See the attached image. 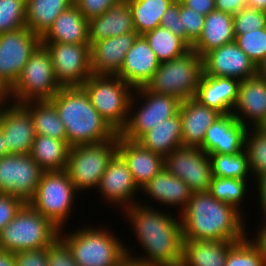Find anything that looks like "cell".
I'll return each mask as SVG.
<instances>
[{"label":"cell","instance_id":"obj_1","mask_svg":"<svg viewBox=\"0 0 266 266\" xmlns=\"http://www.w3.org/2000/svg\"><path fill=\"white\" fill-rule=\"evenodd\" d=\"M143 202L138 200V203L122 211L125 214L122 218L128 220L144 251L143 256H136L125 245L126 256L144 266H181L184 237L179 215H172L170 211H161Z\"/></svg>","mask_w":266,"mask_h":266},{"label":"cell","instance_id":"obj_2","mask_svg":"<svg viewBox=\"0 0 266 266\" xmlns=\"http://www.w3.org/2000/svg\"><path fill=\"white\" fill-rule=\"evenodd\" d=\"M180 217L184 240L240 241L248 234L243 215L209 192L192 193Z\"/></svg>","mask_w":266,"mask_h":266},{"label":"cell","instance_id":"obj_3","mask_svg":"<svg viewBox=\"0 0 266 266\" xmlns=\"http://www.w3.org/2000/svg\"><path fill=\"white\" fill-rule=\"evenodd\" d=\"M50 101L64 124L70 147L105 142L117 135L92 106L81 86L61 87Z\"/></svg>","mask_w":266,"mask_h":266},{"label":"cell","instance_id":"obj_4","mask_svg":"<svg viewBox=\"0 0 266 266\" xmlns=\"http://www.w3.org/2000/svg\"><path fill=\"white\" fill-rule=\"evenodd\" d=\"M70 232L62 228L59 237L68 245L79 266H117L126 257L125 243L107 227L87 224Z\"/></svg>","mask_w":266,"mask_h":266},{"label":"cell","instance_id":"obj_5","mask_svg":"<svg viewBox=\"0 0 266 266\" xmlns=\"http://www.w3.org/2000/svg\"><path fill=\"white\" fill-rule=\"evenodd\" d=\"M203 72V58L190 49L178 58L160 63L143 88L148 92L177 97L181 101L195 98Z\"/></svg>","mask_w":266,"mask_h":266},{"label":"cell","instance_id":"obj_6","mask_svg":"<svg viewBox=\"0 0 266 266\" xmlns=\"http://www.w3.org/2000/svg\"><path fill=\"white\" fill-rule=\"evenodd\" d=\"M92 106L119 134L126 125L134 88L117 75L92 74L81 86Z\"/></svg>","mask_w":266,"mask_h":266},{"label":"cell","instance_id":"obj_7","mask_svg":"<svg viewBox=\"0 0 266 266\" xmlns=\"http://www.w3.org/2000/svg\"><path fill=\"white\" fill-rule=\"evenodd\" d=\"M60 229L48 218L35 211L28 203L0 232V249L12 253L49 247Z\"/></svg>","mask_w":266,"mask_h":266},{"label":"cell","instance_id":"obj_8","mask_svg":"<svg viewBox=\"0 0 266 266\" xmlns=\"http://www.w3.org/2000/svg\"><path fill=\"white\" fill-rule=\"evenodd\" d=\"M180 104L181 100L177 97L148 92L143 87L136 88L132 95L126 125L119 135L127 140L138 141L159 122L175 116L179 112Z\"/></svg>","mask_w":266,"mask_h":266},{"label":"cell","instance_id":"obj_9","mask_svg":"<svg viewBox=\"0 0 266 266\" xmlns=\"http://www.w3.org/2000/svg\"><path fill=\"white\" fill-rule=\"evenodd\" d=\"M76 194L80 193L65 170L43 172L36 194L28 204L59 229H65V223L72 216L76 196H79Z\"/></svg>","mask_w":266,"mask_h":266},{"label":"cell","instance_id":"obj_10","mask_svg":"<svg viewBox=\"0 0 266 266\" xmlns=\"http://www.w3.org/2000/svg\"><path fill=\"white\" fill-rule=\"evenodd\" d=\"M117 150L118 134L105 142L70 147L65 171L79 193L97 190L102 175Z\"/></svg>","mask_w":266,"mask_h":266},{"label":"cell","instance_id":"obj_11","mask_svg":"<svg viewBox=\"0 0 266 266\" xmlns=\"http://www.w3.org/2000/svg\"><path fill=\"white\" fill-rule=\"evenodd\" d=\"M60 89L61 86L54 76L50 54L41 44L8 91V100L19 104L50 100Z\"/></svg>","mask_w":266,"mask_h":266},{"label":"cell","instance_id":"obj_12","mask_svg":"<svg viewBox=\"0 0 266 266\" xmlns=\"http://www.w3.org/2000/svg\"><path fill=\"white\" fill-rule=\"evenodd\" d=\"M52 60L55 79L61 87L82 86L93 74L90 44L42 42Z\"/></svg>","mask_w":266,"mask_h":266},{"label":"cell","instance_id":"obj_13","mask_svg":"<svg viewBox=\"0 0 266 266\" xmlns=\"http://www.w3.org/2000/svg\"><path fill=\"white\" fill-rule=\"evenodd\" d=\"M41 44V37L28 27L0 34V83L8 91Z\"/></svg>","mask_w":266,"mask_h":266},{"label":"cell","instance_id":"obj_14","mask_svg":"<svg viewBox=\"0 0 266 266\" xmlns=\"http://www.w3.org/2000/svg\"><path fill=\"white\" fill-rule=\"evenodd\" d=\"M164 168L184 181L192 193L208 192L213 178L211 158L200 147L180 146L164 157Z\"/></svg>","mask_w":266,"mask_h":266},{"label":"cell","instance_id":"obj_15","mask_svg":"<svg viewBox=\"0 0 266 266\" xmlns=\"http://www.w3.org/2000/svg\"><path fill=\"white\" fill-rule=\"evenodd\" d=\"M43 170L30 154H7L0 158V194L28 203L36 194Z\"/></svg>","mask_w":266,"mask_h":266},{"label":"cell","instance_id":"obj_16","mask_svg":"<svg viewBox=\"0 0 266 266\" xmlns=\"http://www.w3.org/2000/svg\"><path fill=\"white\" fill-rule=\"evenodd\" d=\"M0 128L7 154H30L36 133L31 113L23 104L9 100L0 103Z\"/></svg>","mask_w":266,"mask_h":266},{"label":"cell","instance_id":"obj_17","mask_svg":"<svg viewBox=\"0 0 266 266\" xmlns=\"http://www.w3.org/2000/svg\"><path fill=\"white\" fill-rule=\"evenodd\" d=\"M96 191L100 192V197L102 195L104 202L113 205V207L121 206L122 211L138 203L135 197L140 189L135 184L126 162L116 153L108 163Z\"/></svg>","mask_w":266,"mask_h":266},{"label":"cell","instance_id":"obj_18","mask_svg":"<svg viewBox=\"0 0 266 266\" xmlns=\"http://www.w3.org/2000/svg\"><path fill=\"white\" fill-rule=\"evenodd\" d=\"M204 73L242 81L258 74V68L235 41L208 52L203 57Z\"/></svg>","mask_w":266,"mask_h":266},{"label":"cell","instance_id":"obj_19","mask_svg":"<svg viewBox=\"0 0 266 266\" xmlns=\"http://www.w3.org/2000/svg\"><path fill=\"white\" fill-rule=\"evenodd\" d=\"M231 114L247 129L261 126L266 119V77L257 74L240 81Z\"/></svg>","mask_w":266,"mask_h":266},{"label":"cell","instance_id":"obj_20","mask_svg":"<svg viewBox=\"0 0 266 266\" xmlns=\"http://www.w3.org/2000/svg\"><path fill=\"white\" fill-rule=\"evenodd\" d=\"M247 128L231 114H222L207 129L201 149L211 154L235 155L244 150Z\"/></svg>","mask_w":266,"mask_h":266},{"label":"cell","instance_id":"obj_21","mask_svg":"<svg viewBox=\"0 0 266 266\" xmlns=\"http://www.w3.org/2000/svg\"><path fill=\"white\" fill-rule=\"evenodd\" d=\"M160 65L154 51L143 35H138L126 53L117 76L134 89L144 87Z\"/></svg>","mask_w":266,"mask_h":266},{"label":"cell","instance_id":"obj_22","mask_svg":"<svg viewBox=\"0 0 266 266\" xmlns=\"http://www.w3.org/2000/svg\"><path fill=\"white\" fill-rule=\"evenodd\" d=\"M117 153L124 159L139 189L151 181L163 168L164 157L144 148L139 142L118 134Z\"/></svg>","mask_w":266,"mask_h":266},{"label":"cell","instance_id":"obj_23","mask_svg":"<svg viewBox=\"0 0 266 266\" xmlns=\"http://www.w3.org/2000/svg\"><path fill=\"white\" fill-rule=\"evenodd\" d=\"M138 33L129 32L120 36L100 40L90 45L93 74L117 75L124 58L132 47Z\"/></svg>","mask_w":266,"mask_h":266},{"label":"cell","instance_id":"obj_24","mask_svg":"<svg viewBox=\"0 0 266 266\" xmlns=\"http://www.w3.org/2000/svg\"><path fill=\"white\" fill-rule=\"evenodd\" d=\"M183 146L202 147L207 129L222 114L195 98L182 100L179 107Z\"/></svg>","mask_w":266,"mask_h":266},{"label":"cell","instance_id":"obj_25","mask_svg":"<svg viewBox=\"0 0 266 266\" xmlns=\"http://www.w3.org/2000/svg\"><path fill=\"white\" fill-rule=\"evenodd\" d=\"M133 14L128 0H120L102 15L88 20L90 45L103 39L134 32Z\"/></svg>","mask_w":266,"mask_h":266},{"label":"cell","instance_id":"obj_26","mask_svg":"<svg viewBox=\"0 0 266 266\" xmlns=\"http://www.w3.org/2000/svg\"><path fill=\"white\" fill-rule=\"evenodd\" d=\"M240 81L228 77H214L203 72L195 99L221 114L232 113L237 102Z\"/></svg>","mask_w":266,"mask_h":266},{"label":"cell","instance_id":"obj_27","mask_svg":"<svg viewBox=\"0 0 266 266\" xmlns=\"http://www.w3.org/2000/svg\"><path fill=\"white\" fill-rule=\"evenodd\" d=\"M141 194L144 193L151 198L156 204H162V207L171 206L178 207L180 212L188 204L192 192L187 184L180 178L169 173L163 168L151 181L140 189Z\"/></svg>","mask_w":266,"mask_h":266},{"label":"cell","instance_id":"obj_28","mask_svg":"<svg viewBox=\"0 0 266 266\" xmlns=\"http://www.w3.org/2000/svg\"><path fill=\"white\" fill-rule=\"evenodd\" d=\"M42 42L68 44H90L88 40V20L73 4L55 19L53 25L41 37Z\"/></svg>","mask_w":266,"mask_h":266},{"label":"cell","instance_id":"obj_29","mask_svg":"<svg viewBox=\"0 0 266 266\" xmlns=\"http://www.w3.org/2000/svg\"><path fill=\"white\" fill-rule=\"evenodd\" d=\"M233 41V15L214 10L205 16L202 33L191 49L203 58L208 52Z\"/></svg>","mask_w":266,"mask_h":266},{"label":"cell","instance_id":"obj_30","mask_svg":"<svg viewBox=\"0 0 266 266\" xmlns=\"http://www.w3.org/2000/svg\"><path fill=\"white\" fill-rule=\"evenodd\" d=\"M236 242L184 240L181 266H225L228 252Z\"/></svg>","mask_w":266,"mask_h":266},{"label":"cell","instance_id":"obj_31","mask_svg":"<svg viewBox=\"0 0 266 266\" xmlns=\"http://www.w3.org/2000/svg\"><path fill=\"white\" fill-rule=\"evenodd\" d=\"M137 142L144 148L166 157L173 150L183 146L182 121L179 112L145 133Z\"/></svg>","mask_w":266,"mask_h":266},{"label":"cell","instance_id":"obj_32","mask_svg":"<svg viewBox=\"0 0 266 266\" xmlns=\"http://www.w3.org/2000/svg\"><path fill=\"white\" fill-rule=\"evenodd\" d=\"M69 150L70 146L66 140L36 134L30 156L44 172L64 171L68 163Z\"/></svg>","mask_w":266,"mask_h":266},{"label":"cell","instance_id":"obj_33","mask_svg":"<svg viewBox=\"0 0 266 266\" xmlns=\"http://www.w3.org/2000/svg\"><path fill=\"white\" fill-rule=\"evenodd\" d=\"M74 0H26V27L42 37Z\"/></svg>","mask_w":266,"mask_h":266},{"label":"cell","instance_id":"obj_34","mask_svg":"<svg viewBox=\"0 0 266 266\" xmlns=\"http://www.w3.org/2000/svg\"><path fill=\"white\" fill-rule=\"evenodd\" d=\"M31 113L37 135L66 140V131L57 108L50 100L29 101L23 104Z\"/></svg>","mask_w":266,"mask_h":266},{"label":"cell","instance_id":"obj_35","mask_svg":"<svg viewBox=\"0 0 266 266\" xmlns=\"http://www.w3.org/2000/svg\"><path fill=\"white\" fill-rule=\"evenodd\" d=\"M175 0H128L132 10L133 23L138 35L157 28L168 7Z\"/></svg>","mask_w":266,"mask_h":266},{"label":"cell","instance_id":"obj_36","mask_svg":"<svg viewBox=\"0 0 266 266\" xmlns=\"http://www.w3.org/2000/svg\"><path fill=\"white\" fill-rule=\"evenodd\" d=\"M160 63L184 55L191 47L169 29L159 26L143 35Z\"/></svg>","mask_w":266,"mask_h":266},{"label":"cell","instance_id":"obj_37","mask_svg":"<svg viewBox=\"0 0 266 266\" xmlns=\"http://www.w3.org/2000/svg\"><path fill=\"white\" fill-rule=\"evenodd\" d=\"M210 158L213 177L243 180L252 179L248 165V156L245 149L235 155L211 154Z\"/></svg>","mask_w":266,"mask_h":266},{"label":"cell","instance_id":"obj_38","mask_svg":"<svg viewBox=\"0 0 266 266\" xmlns=\"http://www.w3.org/2000/svg\"><path fill=\"white\" fill-rule=\"evenodd\" d=\"M250 180L213 177L209 193L217 200L234 206L242 214V201H245L246 192L249 189ZM248 187V188H247ZM241 207V208H240Z\"/></svg>","mask_w":266,"mask_h":266},{"label":"cell","instance_id":"obj_39","mask_svg":"<svg viewBox=\"0 0 266 266\" xmlns=\"http://www.w3.org/2000/svg\"><path fill=\"white\" fill-rule=\"evenodd\" d=\"M225 266H266L262 246L249 234L236 242L228 252Z\"/></svg>","mask_w":266,"mask_h":266},{"label":"cell","instance_id":"obj_40","mask_svg":"<svg viewBox=\"0 0 266 266\" xmlns=\"http://www.w3.org/2000/svg\"><path fill=\"white\" fill-rule=\"evenodd\" d=\"M244 149L247 152L251 177L256 179L266 174V132L260 128H248Z\"/></svg>","mask_w":266,"mask_h":266},{"label":"cell","instance_id":"obj_41","mask_svg":"<svg viewBox=\"0 0 266 266\" xmlns=\"http://www.w3.org/2000/svg\"><path fill=\"white\" fill-rule=\"evenodd\" d=\"M234 35L236 44L259 68L266 59V27Z\"/></svg>","mask_w":266,"mask_h":266},{"label":"cell","instance_id":"obj_42","mask_svg":"<svg viewBox=\"0 0 266 266\" xmlns=\"http://www.w3.org/2000/svg\"><path fill=\"white\" fill-rule=\"evenodd\" d=\"M26 0H0V34L26 27Z\"/></svg>","mask_w":266,"mask_h":266},{"label":"cell","instance_id":"obj_43","mask_svg":"<svg viewBox=\"0 0 266 266\" xmlns=\"http://www.w3.org/2000/svg\"><path fill=\"white\" fill-rule=\"evenodd\" d=\"M266 27V12L251 7H244L233 15L234 34Z\"/></svg>","mask_w":266,"mask_h":266},{"label":"cell","instance_id":"obj_44","mask_svg":"<svg viewBox=\"0 0 266 266\" xmlns=\"http://www.w3.org/2000/svg\"><path fill=\"white\" fill-rule=\"evenodd\" d=\"M179 16L182 28L186 30L187 44L192 47L202 33L205 16L184 6L181 2Z\"/></svg>","mask_w":266,"mask_h":266},{"label":"cell","instance_id":"obj_45","mask_svg":"<svg viewBox=\"0 0 266 266\" xmlns=\"http://www.w3.org/2000/svg\"><path fill=\"white\" fill-rule=\"evenodd\" d=\"M48 266H79L70 248L60 237L48 247Z\"/></svg>","mask_w":266,"mask_h":266},{"label":"cell","instance_id":"obj_46","mask_svg":"<svg viewBox=\"0 0 266 266\" xmlns=\"http://www.w3.org/2000/svg\"><path fill=\"white\" fill-rule=\"evenodd\" d=\"M25 204L22 199L14 195L0 194V232Z\"/></svg>","mask_w":266,"mask_h":266},{"label":"cell","instance_id":"obj_47","mask_svg":"<svg viewBox=\"0 0 266 266\" xmlns=\"http://www.w3.org/2000/svg\"><path fill=\"white\" fill-rule=\"evenodd\" d=\"M179 13L180 1L175 0L162 16L160 26L169 29L173 34L179 36L187 43L186 30L182 28Z\"/></svg>","mask_w":266,"mask_h":266},{"label":"cell","instance_id":"obj_48","mask_svg":"<svg viewBox=\"0 0 266 266\" xmlns=\"http://www.w3.org/2000/svg\"><path fill=\"white\" fill-rule=\"evenodd\" d=\"M16 266H48V247L14 253Z\"/></svg>","mask_w":266,"mask_h":266},{"label":"cell","instance_id":"obj_49","mask_svg":"<svg viewBox=\"0 0 266 266\" xmlns=\"http://www.w3.org/2000/svg\"><path fill=\"white\" fill-rule=\"evenodd\" d=\"M120 0H74V4L79 8L82 15L90 20L102 15L110 6Z\"/></svg>","mask_w":266,"mask_h":266},{"label":"cell","instance_id":"obj_50","mask_svg":"<svg viewBox=\"0 0 266 266\" xmlns=\"http://www.w3.org/2000/svg\"><path fill=\"white\" fill-rule=\"evenodd\" d=\"M184 6L200 13L208 15L211 11L216 10L215 0H179Z\"/></svg>","mask_w":266,"mask_h":266},{"label":"cell","instance_id":"obj_51","mask_svg":"<svg viewBox=\"0 0 266 266\" xmlns=\"http://www.w3.org/2000/svg\"><path fill=\"white\" fill-rule=\"evenodd\" d=\"M216 10L229 14H236L247 6L246 0H215Z\"/></svg>","mask_w":266,"mask_h":266},{"label":"cell","instance_id":"obj_52","mask_svg":"<svg viewBox=\"0 0 266 266\" xmlns=\"http://www.w3.org/2000/svg\"><path fill=\"white\" fill-rule=\"evenodd\" d=\"M254 180H255L254 183H256L255 186H257V187L254 186V188H256L258 192L257 195L259 198L257 199H259L258 203L260 205L259 208L261 210L260 213H262L261 214L262 217L265 218L266 217V174H262Z\"/></svg>","mask_w":266,"mask_h":266},{"label":"cell","instance_id":"obj_53","mask_svg":"<svg viewBox=\"0 0 266 266\" xmlns=\"http://www.w3.org/2000/svg\"><path fill=\"white\" fill-rule=\"evenodd\" d=\"M256 240L258 243L262 246L265 259H266V217L263 218V222L261 223V226H259L258 231L256 230Z\"/></svg>","mask_w":266,"mask_h":266},{"label":"cell","instance_id":"obj_54","mask_svg":"<svg viewBox=\"0 0 266 266\" xmlns=\"http://www.w3.org/2000/svg\"><path fill=\"white\" fill-rule=\"evenodd\" d=\"M0 266H16L14 253L0 249Z\"/></svg>","mask_w":266,"mask_h":266},{"label":"cell","instance_id":"obj_55","mask_svg":"<svg viewBox=\"0 0 266 266\" xmlns=\"http://www.w3.org/2000/svg\"><path fill=\"white\" fill-rule=\"evenodd\" d=\"M247 6L266 12V0H246Z\"/></svg>","mask_w":266,"mask_h":266},{"label":"cell","instance_id":"obj_56","mask_svg":"<svg viewBox=\"0 0 266 266\" xmlns=\"http://www.w3.org/2000/svg\"><path fill=\"white\" fill-rule=\"evenodd\" d=\"M117 266H144L139 261H136L135 259L125 257Z\"/></svg>","mask_w":266,"mask_h":266},{"label":"cell","instance_id":"obj_57","mask_svg":"<svg viewBox=\"0 0 266 266\" xmlns=\"http://www.w3.org/2000/svg\"><path fill=\"white\" fill-rule=\"evenodd\" d=\"M4 155H7V145L5 142V137L3 135V132L0 128V158Z\"/></svg>","mask_w":266,"mask_h":266},{"label":"cell","instance_id":"obj_58","mask_svg":"<svg viewBox=\"0 0 266 266\" xmlns=\"http://www.w3.org/2000/svg\"><path fill=\"white\" fill-rule=\"evenodd\" d=\"M8 101V90L0 83V103Z\"/></svg>","mask_w":266,"mask_h":266},{"label":"cell","instance_id":"obj_59","mask_svg":"<svg viewBox=\"0 0 266 266\" xmlns=\"http://www.w3.org/2000/svg\"><path fill=\"white\" fill-rule=\"evenodd\" d=\"M258 74L266 77V59L263 61V63L258 68Z\"/></svg>","mask_w":266,"mask_h":266},{"label":"cell","instance_id":"obj_60","mask_svg":"<svg viewBox=\"0 0 266 266\" xmlns=\"http://www.w3.org/2000/svg\"><path fill=\"white\" fill-rule=\"evenodd\" d=\"M262 131L266 132V119L264 120V122L261 124V126L259 127Z\"/></svg>","mask_w":266,"mask_h":266}]
</instances>
